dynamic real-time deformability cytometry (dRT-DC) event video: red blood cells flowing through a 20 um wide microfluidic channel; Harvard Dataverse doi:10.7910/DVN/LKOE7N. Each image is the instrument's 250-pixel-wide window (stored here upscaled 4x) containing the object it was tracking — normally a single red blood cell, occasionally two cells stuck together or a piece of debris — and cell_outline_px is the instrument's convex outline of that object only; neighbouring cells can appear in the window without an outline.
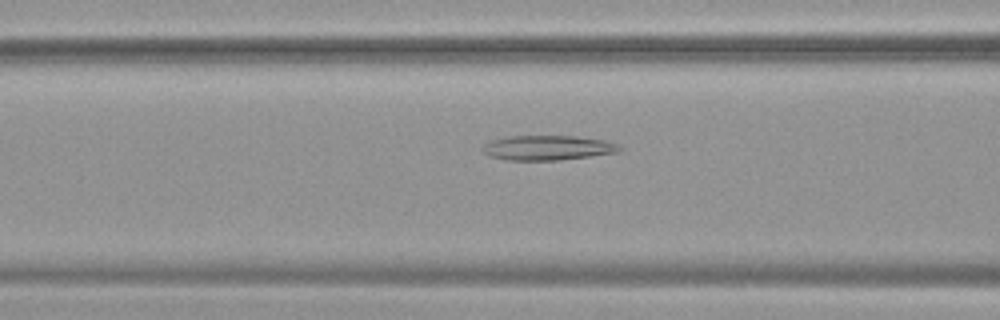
{"species": "common noctule bat (a hibernating species)", "species_latin": "Nyctalus noctula", "temperature_condition": "warm", "stored_images_in_passage": 21, "camera_frame_rate_fps": 3000, "um_per_image_px": 0.085, "animal": {"sex": "female", "body_mass_g": 19.9}, "frame": {"image": 1, "passage_image": 12, "time_ms": 3.667, "image_size_px": [1000, 320], "cell_outline_px": [[624, 148], [620, 152], [560, 160], [504, 160], [488, 156], [480, 148], [488, 140], [508, 136], [576, 136], [604, 140], [616, 144]], "centroid_in_image_um": [46.51, 12.56], "position_along_channel_um": 120.1, "area_um2": 20.0}}
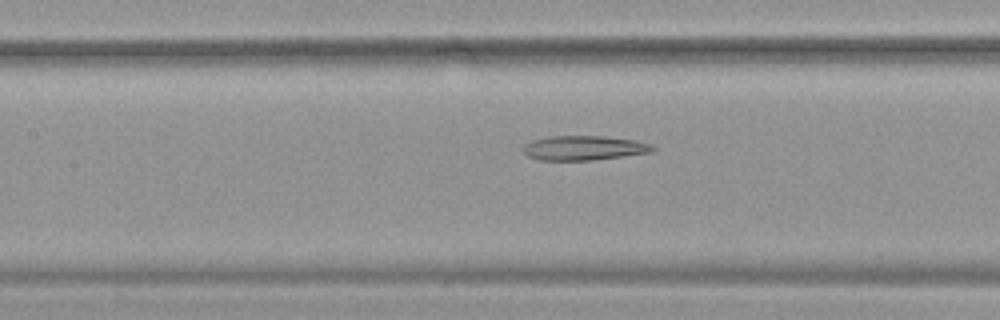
{"frame": {"image": 2, "passage_image": 15, "time_ms": 4.667, "image_size_px": [1000, 320], "cell_outline_px": [[656, 148], [652, 152], [592, 160], [536, 160], [528, 156], [524, 152], [524, 144], [532, 140], [548, 136], [604, 136], [632, 140], [648, 144]], "centroid_in_image_um": [49.57, 12.58], "position_along_channel_um": 157.8, "area_um2": 18.32}}
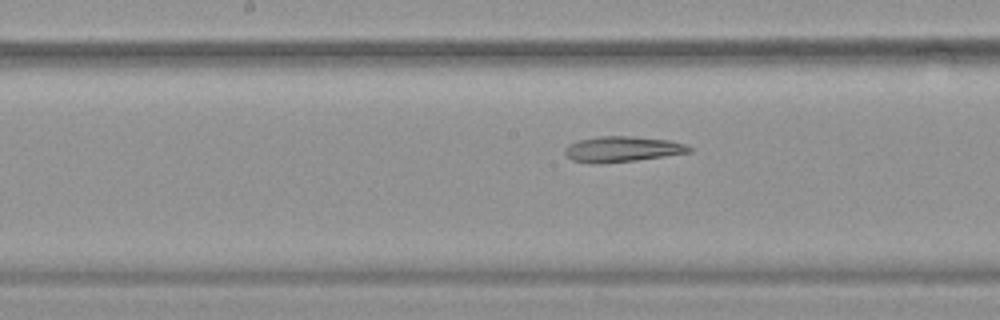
{"frame": {"image": 3, "passage_image": 18, "time_ms": 5.667, "image_size_px": [1000, 320], "cell_outline_px": [[692, 152], [636, 160], [600, 164], [588, 164], [572, 160], [564, 152], [564, 148], [568, 144], [580, 140], [600, 136], [632, 136], [668, 140], [688, 144], [692, 148]], "centroid_in_image_um": [52.89, 12.68], "position_along_channel_um": 195.3, "area_um2": 18.67}}